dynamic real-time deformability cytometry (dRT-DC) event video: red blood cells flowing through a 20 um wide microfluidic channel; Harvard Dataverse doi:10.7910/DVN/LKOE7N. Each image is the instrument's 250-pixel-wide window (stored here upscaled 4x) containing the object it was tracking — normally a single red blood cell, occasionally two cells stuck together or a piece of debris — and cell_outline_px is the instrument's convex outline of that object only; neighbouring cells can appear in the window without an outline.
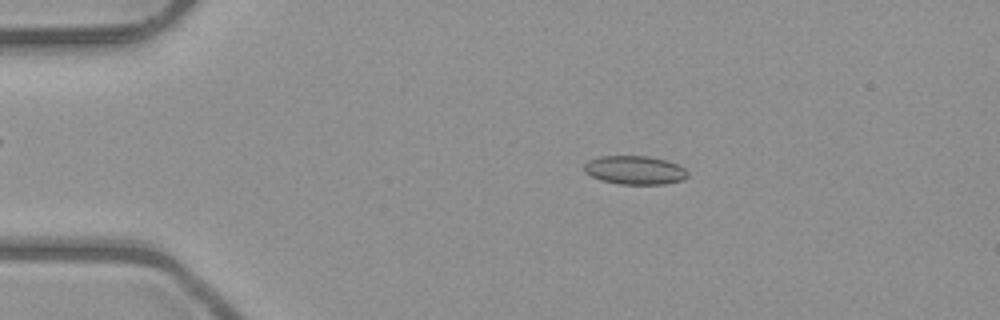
{"species": "common noctule bat (a hibernating species)", "species_latin": "Nyctalus noctula", "temperature_condition": "room temperature", "stored_images_in_passage": 51, "camera_frame_rate_fps": 3000, "um_per_image_px": 0.085, "animal": {"sex": "male", "body_mass_g": 23.1, "forearm_length_mm": 52.7}, "frame": {"image": 1, "passage_image": 10, "time_ms": 3.0, "image_size_px": [1000, 320], "cell_outline_px": [[688, 176], [684, 180], [664, 184], [620, 184], [600, 180], [584, 172], [584, 164], [588, 160], [600, 156], [648, 156], [664, 160], [676, 164], [684, 168], [688, 172]], "centroid_in_image_um": [53.95, 14.46], "position_along_channel_um": 31.1, "area_um2": 17.28}}
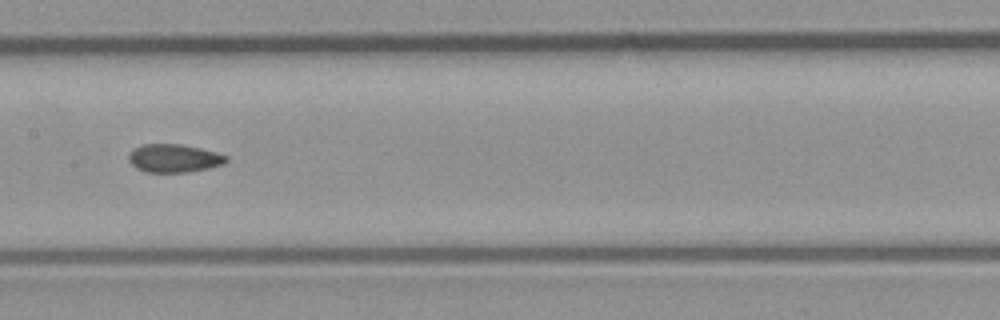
{"frame": {"image": 2, "passage_image": 26, "time_ms": 8.333, "image_size_px": [1000, 320], "cell_outline_px": [[228, 160], [224, 164], [208, 168], [188, 172], [144, 172], [136, 168], [128, 160], [128, 156], [136, 148], [144, 144], [180, 144], [200, 148], [216, 152], [228, 156]], "centroid_in_image_um": [14.81, 13.46], "position_along_channel_um": 192.6, "area_um2": 15.95}}
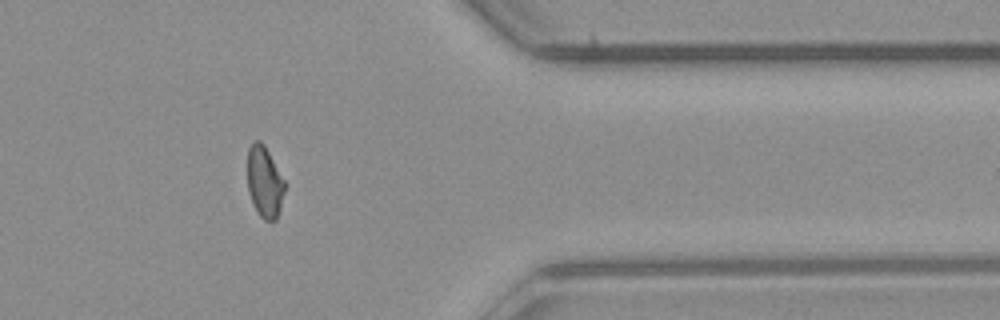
{"frame": {"image": 3, "passage_image": 42, "time_ms": 13.667, "image_size_px": [1000, 320], "cell_outline_px": [[284, 192], [280, 208], [276, 220], [264, 220], [260, 216], [252, 204], [248, 192], [248, 148], [252, 140], [260, 140], [264, 144], [284, 180]], "centroid_in_image_um": [22.46, 15.45], "position_along_channel_um": 388.9, "area_um2": 15.43}, "authors_computed_cell_mechanics": {"area_um2": 16.184, "velocity_mm_per_s": 4.0258, "shape_relaxation_time_tau1_ms": null, "shape_relaxation_time_tau2_ms": 2.0451, "deformation_change_tau1": null, "deformation_change_tau2": 0.0599}}